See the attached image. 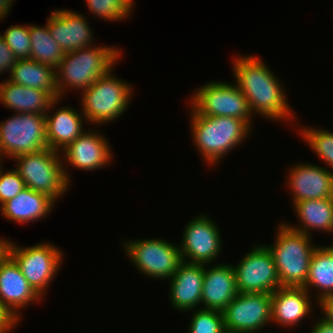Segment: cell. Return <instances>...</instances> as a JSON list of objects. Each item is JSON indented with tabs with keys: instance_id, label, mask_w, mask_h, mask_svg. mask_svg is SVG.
<instances>
[{
	"instance_id": "obj_4",
	"label": "cell",
	"mask_w": 333,
	"mask_h": 333,
	"mask_svg": "<svg viewBox=\"0 0 333 333\" xmlns=\"http://www.w3.org/2000/svg\"><path fill=\"white\" fill-rule=\"evenodd\" d=\"M285 224H279L276 243L267 247L274 258L281 286L303 287L308 277L311 256L317 246L311 245L309 235Z\"/></svg>"
},
{
	"instance_id": "obj_18",
	"label": "cell",
	"mask_w": 333,
	"mask_h": 333,
	"mask_svg": "<svg viewBox=\"0 0 333 333\" xmlns=\"http://www.w3.org/2000/svg\"><path fill=\"white\" fill-rule=\"evenodd\" d=\"M238 295L233 266L220 264L205 268L201 302L203 309L223 311Z\"/></svg>"
},
{
	"instance_id": "obj_12",
	"label": "cell",
	"mask_w": 333,
	"mask_h": 333,
	"mask_svg": "<svg viewBox=\"0 0 333 333\" xmlns=\"http://www.w3.org/2000/svg\"><path fill=\"white\" fill-rule=\"evenodd\" d=\"M271 293H238L223 309L226 331L255 333L271 321Z\"/></svg>"
},
{
	"instance_id": "obj_13",
	"label": "cell",
	"mask_w": 333,
	"mask_h": 333,
	"mask_svg": "<svg viewBox=\"0 0 333 333\" xmlns=\"http://www.w3.org/2000/svg\"><path fill=\"white\" fill-rule=\"evenodd\" d=\"M180 245L182 261L206 265L213 261L221 249L218 227L207 216L200 215L186 224Z\"/></svg>"
},
{
	"instance_id": "obj_23",
	"label": "cell",
	"mask_w": 333,
	"mask_h": 333,
	"mask_svg": "<svg viewBox=\"0 0 333 333\" xmlns=\"http://www.w3.org/2000/svg\"><path fill=\"white\" fill-rule=\"evenodd\" d=\"M82 116L72 108L58 109L53 116L45 115L48 148L64 150L84 133ZM60 148V149H59Z\"/></svg>"
},
{
	"instance_id": "obj_33",
	"label": "cell",
	"mask_w": 333,
	"mask_h": 333,
	"mask_svg": "<svg viewBox=\"0 0 333 333\" xmlns=\"http://www.w3.org/2000/svg\"><path fill=\"white\" fill-rule=\"evenodd\" d=\"M16 61L17 58L14 56L13 51L0 35V73H3V71L6 70L10 71L9 73L11 74L12 68L16 64Z\"/></svg>"
},
{
	"instance_id": "obj_1",
	"label": "cell",
	"mask_w": 333,
	"mask_h": 333,
	"mask_svg": "<svg viewBox=\"0 0 333 333\" xmlns=\"http://www.w3.org/2000/svg\"><path fill=\"white\" fill-rule=\"evenodd\" d=\"M234 61L236 85L247 98L251 113L256 111L268 119L293 118L294 113L285 99L279 80L260 58L248 55L237 57Z\"/></svg>"
},
{
	"instance_id": "obj_8",
	"label": "cell",
	"mask_w": 333,
	"mask_h": 333,
	"mask_svg": "<svg viewBox=\"0 0 333 333\" xmlns=\"http://www.w3.org/2000/svg\"><path fill=\"white\" fill-rule=\"evenodd\" d=\"M198 89L190 99L198 115L234 117L250 126L252 113L247 98L236 84L209 82Z\"/></svg>"
},
{
	"instance_id": "obj_30",
	"label": "cell",
	"mask_w": 333,
	"mask_h": 333,
	"mask_svg": "<svg viewBox=\"0 0 333 333\" xmlns=\"http://www.w3.org/2000/svg\"><path fill=\"white\" fill-rule=\"evenodd\" d=\"M189 333H224V320L221 311L199 309L195 311Z\"/></svg>"
},
{
	"instance_id": "obj_37",
	"label": "cell",
	"mask_w": 333,
	"mask_h": 333,
	"mask_svg": "<svg viewBox=\"0 0 333 333\" xmlns=\"http://www.w3.org/2000/svg\"><path fill=\"white\" fill-rule=\"evenodd\" d=\"M12 1L14 0H0V19L8 14V11H10L12 5Z\"/></svg>"
},
{
	"instance_id": "obj_10",
	"label": "cell",
	"mask_w": 333,
	"mask_h": 333,
	"mask_svg": "<svg viewBox=\"0 0 333 333\" xmlns=\"http://www.w3.org/2000/svg\"><path fill=\"white\" fill-rule=\"evenodd\" d=\"M124 244L137 269L154 278H171L182 262L180 248L161 239L133 240Z\"/></svg>"
},
{
	"instance_id": "obj_11",
	"label": "cell",
	"mask_w": 333,
	"mask_h": 333,
	"mask_svg": "<svg viewBox=\"0 0 333 333\" xmlns=\"http://www.w3.org/2000/svg\"><path fill=\"white\" fill-rule=\"evenodd\" d=\"M233 270L238 293H273L282 287L266 245L251 249Z\"/></svg>"
},
{
	"instance_id": "obj_25",
	"label": "cell",
	"mask_w": 333,
	"mask_h": 333,
	"mask_svg": "<svg viewBox=\"0 0 333 333\" xmlns=\"http://www.w3.org/2000/svg\"><path fill=\"white\" fill-rule=\"evenodd\" d=\"M293 206L302 223L300 227L288 226L291 229L306 235L312 229L333 232V197L296 202Z\"/></svg>"
},
{
	"instance_id": "obj_2",
	"label": "cell",
	"mask_w": 333,
	"mask_h": 333,
	"mask_svg": "<svg viewBox=\"0 0 333 333\" xmlns=\"http://www.w3.org/2000/svg\"><path fill=\"white\" fill-rule=\"evenodd\" d=\"M119 53V49L109 46H88L65 53L57 66L59 69L55 70L59 98L63 96V89L68 87L86 90L111 71L112 66L117 64Z\"/></svg>"
},
{
	"instance_id": "obj_26",
	"label": "cell",
	"mask_w": 333,
	"mask_h": 333,
	"mask_svg": "<svg viewBox=\"0 0 333 333\" xmlns=\"http://www.w3.org/2000/svg\"><path fill=\"white\" fill-rule=\"evenodd\" d=\"M313 286L321 292L317 302L333 295V246L317 247L310 260L309 273L305 285L308 292Z\"/></svg>"
},
{
	"instance_id": "obj_16",
	"label": "cell",
	"mask_w": 333,
	"mask_h": 333,
	"mask_svg": "<svg viewBox=\"0 0 333 333\" xmlns=\"http://www.w3.org/2000/svg\"><path fill=\"white\" fill-rule=\"evenodd\" d=\"M333 171L313 164H297L289 173L288 184L293 191V201L333 197Z\"/></svg>"
},
{
	"instance_id": "obj_22",
	"label": "cell",
	"mask_w": 333,
	"mask_h": 333,
	"mask_svg": "<svg viewBox=\"0 0 333 333\" xmlns=\"http://www.w3.org/2000/svg\"><path fill=\"white\" fill-rule=\"evenodd\" d=\"M55 200L50 196L25 187L14 198L1 205L5 218L24 224L40 220L51 212Z\"/></svg>"
},
{
	"instance_id": "obj_20",
	"label": "cell",
	"mask_w": 333,
	"mask_h": 333,
	"mask_svg": "<svg viewBox=\"0 0 333 333\" xmlns=\"http://www.w3.org/2000/svg\"><path fill=\"white\" fill-rule=\"evenodd\" d=\"M309 292L304 287H280L271 293V322L297 324L311 311Z\"/></svg>"
},
{
	"instance_id": "obj_7",
	"label": "cell",
	"mask_w": 333,
	"mask_h": 333,
	"mask_svg": "<svg viewBox=\"0 0 333 333\" xmlns=\"http://www.w3.org/2000/svg\"><path fill=\"white\" fill-rule=\"evenodd\" d=\"M45 115L17 113L0 123V157L15 158L47 149Z\"/></svg>"
},
{
	"instance_id": "obj_21",
	"label": "cell",
	"mask_w": 333,
	"mask_h": 333,
	"mask_svg": "<svg viewBox=\"0 0 333 333\" xmlns=\"http://www.w3.org/2000/svg\"><path fill=\"white\" fill-rule=\"evenodd\" d=\"M60 98L54 99L48 92L12 83L10 80L0 84V103L16 113L46 115L55 107Z\"/></svg>"
},
{
	"instance_id": "obj_5",
	"label": "cell",
	"mask_w": 333,
	"mask_h": 333,
	"mask_svg": "<svg viewBox=\"0 0 333 333\" xmlns=\"http://www.w3.org/2000/svg\"><path fill=\"white\" fill-rule=\"evenodd\" d=\"M58 151L50 148L37 153L22 154L15 157L16 170L24 180L25 186L36 192L44 193L54 200L64 195L69 187V175L63 167ZM65 169V170H64Z\"/></svg>"
},
{
	"instance_id": "obj_28",
	"label": "cell",
	"mask_w": 333,
	"mask_h": 333,
	"mask_svg": "<svg viewBox=\"0 0 333 333\" xmlns=\"http://www.w3.org/2000/svg\"><path fill=\"white\" fill-rule=\"evenodd\" d=\"M89 11L102 19L123 20L133 11L134 0H86Z\"/></svg>"
},
{
	"instance_id": "obj_9",
	"label": "cell",
	"mask_w": 333,
	"mask_h": 333,
	"mask_svg": "<svg viewBox=\"0 0 333 333\" xmlns=\"http://www.w3.org/2000/svg\"><path fill=\"white\" fill-rule=\"evenodd\" d=\"M8 254L18 264L22 275L40 298L59 270L63 257L61 250L49 243L20 248L10 242Z\"/></svg>"
},
{
	"instance_id": "obj_35",
	"label": "cell",
	"mask_w": 333,
	"mask_h": 333,
	"mask_svg": "<svg viewBox=\"0 0 333 333\" xmlns=\"http://www.w3.org/2000/svg\"><path fill=\"white\" fill-rule=\"evenodd\" d=\"M318 304L325 312L324 317L329 322L333 323V295L326 297L322 301L318 302Z\"/></svg>"
},
{
	"instance_id": "obj_3",
	"label": "cell",
	"mask_w": 333,
	"mask_h": 333,
	"mask_svg": "<svg viewBox=\"0 0 333 333\" xmlns=\"http://www.w3.org/2000/svg\"><path fill=\"white\" fill-rule=\"evenodd\" d=\"M193 141L198 151L211 165L249 134L250 126L242 119L222 116H200L191 113Z\"/></svg>"
},
{
	"instance_id": "obj_29",
	"label": "cell",
	"mask_w": 333,
	"mask_h": 333,
	"mask_svg": "<svg viewBox=\"0 0 333 333\" xmlns=\"http://www.w3.org/2000/svg\"><path fill=\"white\" fill-rule=\"evenodd\" d=\"M301 134L313 151L333 169V133L308 127L302 129Z\"/></svg>"
},
{
	"instance_id": "obj_31",
	"label": "cell",
	"mask_w": 333,
	"mask_h": 333,
	"mask_svg": "<svg viewBox=\"0 0 333 333\" xmlns=\"http://www.w3.org/2000/svg\"><path fill=\"white\" fill-rule=\"evenodd\" d=\"M1 36L17 59L30 58L31 42L28 25L10 26Z\"/></svg>"
},
{
	"instance_id": "obj_39",
	"label": "cell",
	"mask_w": 333,
	"mask_h": 333,
	"mask_svg": "<svg viewBox=\"0 0 333 333\" xmlns=\"http://www.w3.org/2000/svg\"><path fill=\"white\" fill-rule=\"evenodd\" d=\"M224 333H236V332H230V331H226V330H225V332H224Z\"/></svg>"
},
{
	"instance_id": "obj_36",
	"label": "cell",
	"mask_w": 333,
	"mask_h": 333,
	"mask_svg": "<svg viewBox=\"0 0 333 333\" xmlns=\"http://www.w3.org/2000/svg\"><path fill=\"white\" fill-rule=\"evenodd\" d=\"M311 333H333V323L323 317L315 324Z\"/></svg>"
},
{
	"instance_id": "obj_38",
	"label": "cell",
	"mask_w": 333,
	"mask_h": 333,
	"mask_svg": "<svg viewBox=\"0 0 333 333\" xmlns=\"http://www.w3.org/2000/svg\"><path fill=\"white\" fill-rule=\"evenodd\" d=\"M0 238V262L8 255L9 241Z\"/></svg>"
},
{
	"instance_id": "obj_14",
	"label": "cell",
	"mask_w": 333,
	"mask_h": 333,
	"mask_svg": "<svg viewBox=\"0 0 333 333\" xmlns=\"http://www.w3.org/2000/svg\"><path fill=\"white\" fill-rule=\"evenodd\" d=\"M48 30L64 53L92 46V31L81 14L70 10H54L48 18Z\"/></svg>"
},
{
	"instance_id": "obj_27",
	"label": "cell",
	"mask_w": 333,
	"mask_h": 333,
	"mask_svg": "<svg viewBox=\"0 0 333 333\" xmlns=\"http://www.w3.org/2000/svg\"><path fill=\"white\" fill-rule=\"evenodd\" d=\"M29 34L31 42L30 59L57 69L65 53L50 35L48 20L43 28L29 25Z\"/></svg>"
},
{
	"instance_id": "obj_15",
	"label": "cell",
	"mask_w": 333,
	"mask_h": 333,
	"mask_svg": "<svg viewBox=\"0 0 333 333\" xmlns=\"http://www.w3.org/2000/svg\"><path fill=\"white\" fill-rule=\"evenodd\" d=\"M39 295L29 285L15 260L8 254L0 262V302L19 320L17 309L39 301Z\"/></svg>"
},
{
	"instance_id": "obj_34",
	"label": "cell",
	"mask_w": 333,
	"mask_h": 333,
	"mask_svg": "<svg viewBox=\"0 0 333 333\" xmlns=\"http://www.w3.org/2000/svg\"><path fill=\"white\" fill-rule=\"evenodd\" d=\"M16 319L0 302V333H7L18 324Z\"/></svg>"
},
{
	"instance_id": "obj_17",
	"label": "cell",
	"mask_w": 333,
	"mask_h": 333,
	"mask_svg": "<svg viewBox=\"0 0 333 333\" xmlns=\"http://www.w3.org/2000/svg\"><path fill=\"white\" fill-rule=\"evenodd\" d=\"M205 265L189 263L186 260L170 278V298L174 308L188 311L201 303Z\"/></svg>"
},
{
	"instance_id": "obj_6",
	"label": "cell",
	"mask_w": 333,
	"mask_h": 333,
	"mask_svg": "<svg viewBox=\"0 0 333 333\" xmlns=\"http://www.w3.org/2000/svg\"><path fill=\"white\" fill-rule=\"evenodd\" d=\"M110 73L111 71L101 76L82 91L81 111L84 118L93 124L113 121L122 115L129 105L132 87Z\"/></svg>"
},
{
	"instance_id": "obj_24",
	"label": "cell",
	"mask_w": 333,
	"mask_h": 333,
	"mask_svg": "<svg viewBox=\"0 0 333 333\" xmlns=\"http://www.w3.org/2000/svg\"><path fill=\"white\" fill-rule=\"evenodd\" d=\"M55 70L30 58L17 59L8 80L17 85L46 91L56 99L59 96Z\"/></svg>"
},
{
	"instance_id": "obj_19",
	"label": "cell",
	"mask_w": 333,
	"mask_h": 333,
	"mask_svg": "<svg viewBox=\"0 0 333 333\" xmlns=\"http://www.w3.org/2000/svg\"><path fill=\"white\" fill-rule=\"evenodd\" d=\"M107 140L100 134L84 132L71 142L63 152L70 165L82 170L99 169L109 164L111 149Z\"/></svg>"
},
{
	"instance_id": "obj_32",
	"label": "cell",
	"mask_w": 333,
	"mask_h": 333,
	"mask_svg": "<svg viewBox=\"0 0 333 333\" xmlns=\"http://www.w3.org/2000/svg\"><path fill=\"white\" fill-rule=\"evenodd\" d=\"M24 180L20 177L19 172L15 169L6 171L0 170V205L14 198L25 188Z\"/></svg>"
}]
</instances>
